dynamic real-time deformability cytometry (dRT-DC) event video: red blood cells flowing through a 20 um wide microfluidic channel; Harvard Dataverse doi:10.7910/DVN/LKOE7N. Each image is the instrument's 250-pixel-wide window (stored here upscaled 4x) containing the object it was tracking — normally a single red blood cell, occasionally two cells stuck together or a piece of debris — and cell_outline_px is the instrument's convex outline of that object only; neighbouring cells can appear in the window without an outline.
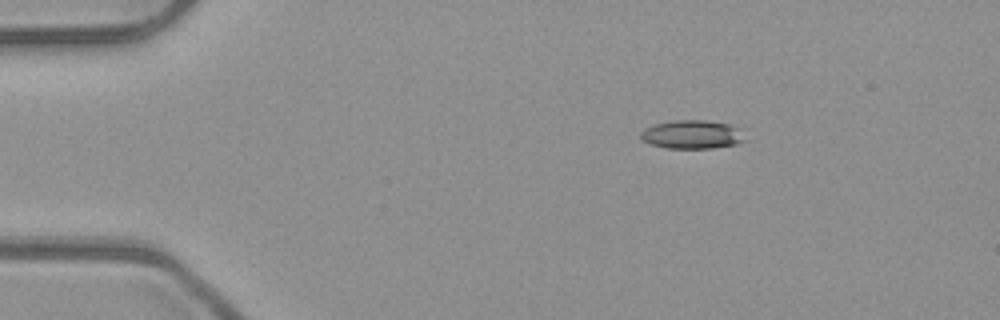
{"species": "common noctule bat (a hibernating species)", "species_latin": "Nyctalus noctula", "temperature_condition": "room temperature", "stored_images_in_passage": 3, "camera_frame_rate_fps": 3000, "um_per_image_px": 0.085, "animal": {"sex": "male", "body_mass_g": 23.1, "forearm_length_mm": 52.7}, "frame": {"image": 1, "passage_image": 1, "time_ms": 0.0, "image_size_px": [1000, 320], "cell_outline_px": [[748, 140], [736, 144], [712, 148], [668, 148], [652, 144], [644, 140], [640, 136], [640, 132], [644, 128], [652, 124], [676, 120], [704, 120], [728, 124], [736, 128]], "centroid_in_image_um": [58.81, 11.43], "position_along_channel_um": 26.2, "area_um2": 17.22}}